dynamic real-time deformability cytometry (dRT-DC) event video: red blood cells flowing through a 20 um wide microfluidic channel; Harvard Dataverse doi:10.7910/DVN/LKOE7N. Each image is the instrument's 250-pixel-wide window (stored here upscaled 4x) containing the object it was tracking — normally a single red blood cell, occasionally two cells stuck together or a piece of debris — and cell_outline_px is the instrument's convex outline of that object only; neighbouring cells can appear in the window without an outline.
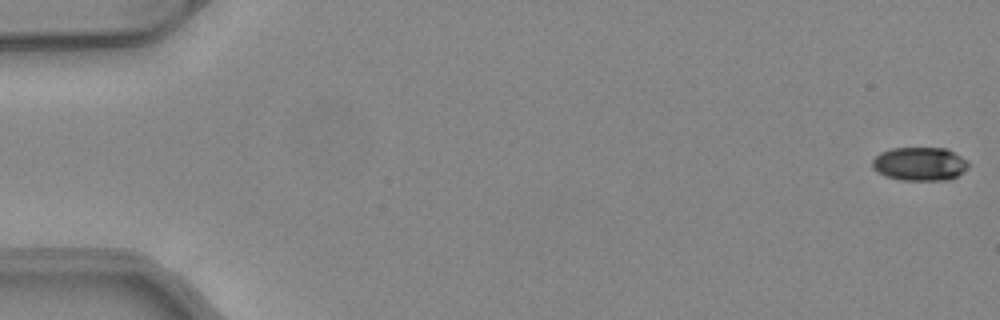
{"species": "common noctule bat (a hibernating species)", "species_latin": "Nyctalus noctula", "temperature_condition": "warm", "stored_images_in_passage": 20, "camera_frame_rate_fps": 3000, "um_per_image_px": 0.085, "animal": {"sex": "female", "body_mass_g": 24.6, "forearm_length_mm": 56.2}, "frame": {"image": 1, "passage_image": 1, "time_ms": 0.0, "image_size_px": [1000, 320], "cell_outline_px": [[968, 168], [956, 176], [948, 180], [900, 180], [884, 176], [876, 172], [872, 168], [872, 160], [880, 152], [892, 148], [948, 148], [968, 160]], "centroid_in_image_um": [78.16, 13.93], "position_along_channel_um": 6.8, "area_um2": 19.02}}
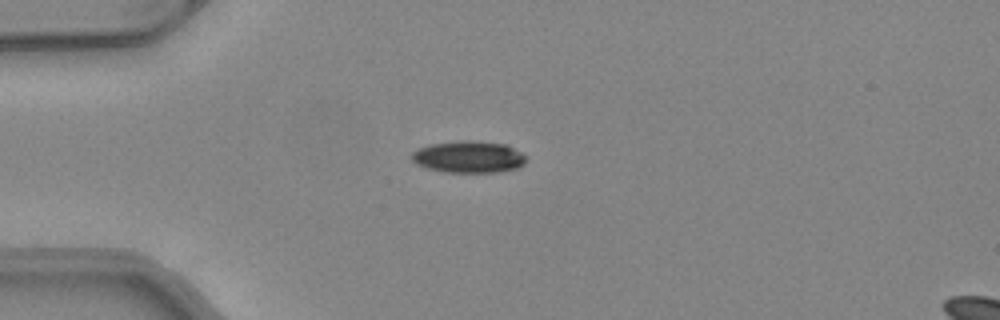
{"frame": {"image": 2, "passage_image": 14, "time_ms": 4.333, "image_size_px": [1000, 320], "cell_outline_px": [[524, 164], [516, 168], [496, 172], [444, 172], [428, 168], [416, 164], [412, 160], [412, 152], [420, 148], [432, 144], [460, 140], [468, 140], [504, 144], [520, 152], [524, 156]], "centroid_in_image_um": [39.8, 13.34], "position_along_channel_um": 45.2, "area_um2": 20.87}}
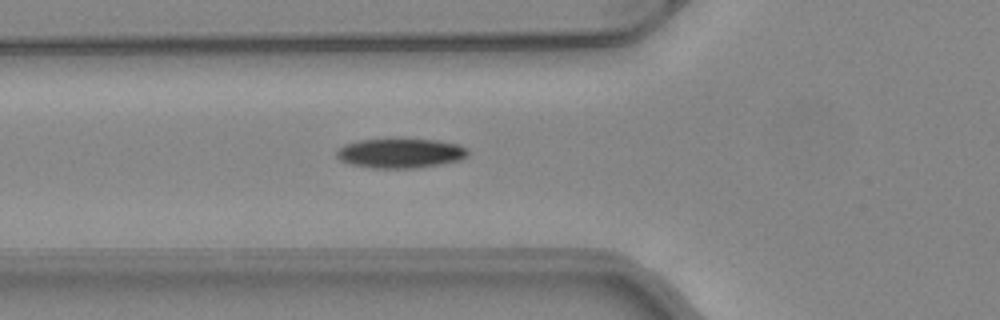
{"frame": {"image": 3, "passage_image": 19, "time_ms": 6.0, "image_size_px": [1000, 320], "cell_outline_px": [[468, 156], [460, 160], [416, 168], [372, 168], [348, 164], [340, 160], [336, 156], [336, 152], [344, 144], [360, 140], [436, 140], [460, 144], [468, 148]], "centroid_in_image_um": [34.04, 13.03], "position_along_channel_um": 91.8, "area_um2": 22.48}}